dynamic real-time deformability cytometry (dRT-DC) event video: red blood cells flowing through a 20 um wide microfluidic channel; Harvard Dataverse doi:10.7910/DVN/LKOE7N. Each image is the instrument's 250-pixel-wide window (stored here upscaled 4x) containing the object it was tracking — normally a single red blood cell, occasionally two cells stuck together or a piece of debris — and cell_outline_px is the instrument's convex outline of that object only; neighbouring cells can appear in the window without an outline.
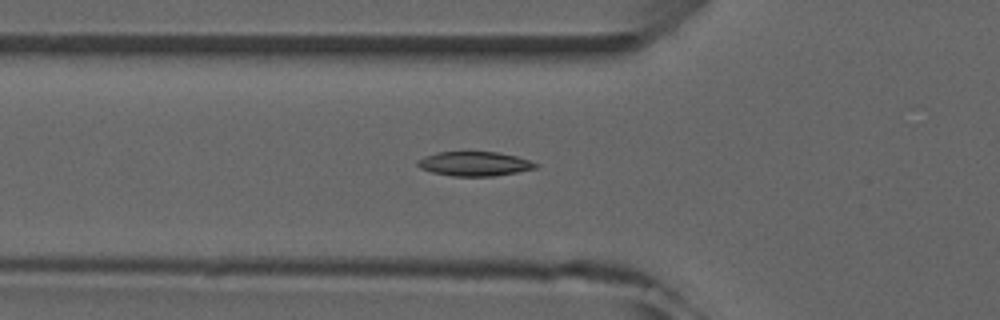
{"species": "common noctule bat (a hibernating species)", "species_latin": "Nyctalus noctula", "temperature_condition": "room temperature", "stored_images_in_passage": 5, "camera_frame_rate_fps": 3000, "um_per_image_px": 0.085, "animal": {"sex": "male", "forearm_length_mm": 52.5}, "frame": {"image": 1, "passage_image": 5, "time_ms": 5.333, "image_size_px": [1000, 320], "cell_outline_px": [[540, 164], [536, 168], [516, 172], [492, 176], [452, 176], [432, 172], [420, 168], [416, 164], [416, 160], [424, 156], [436, 152], [496, 152], [516, 156]], "centroid_in_image_um": [40.29, 13.92], "position_along_channel_um": 85.5, "area_um2": 16.7}}